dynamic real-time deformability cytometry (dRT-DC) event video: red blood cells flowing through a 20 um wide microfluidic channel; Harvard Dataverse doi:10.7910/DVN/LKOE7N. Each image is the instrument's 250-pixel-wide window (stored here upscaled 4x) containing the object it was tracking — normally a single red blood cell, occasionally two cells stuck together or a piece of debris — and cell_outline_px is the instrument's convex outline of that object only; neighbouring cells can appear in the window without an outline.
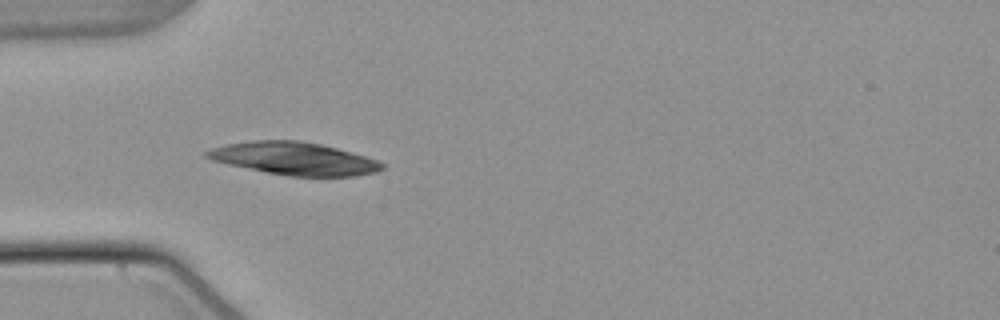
{"species": "common noctule bat (a hibernating species)", "species_latin": "Nyctalus noctula", "temperature_condition": "warm", "stored_images_in_passage": 10, "camera_frame_rate_fps": 3000, "um_per_image_px": 0.085, "animal": {"sex": "male", "body_mass_g": 21.5, "forearm_length_mm": 52.0}, "frame": {"image": 1, "passage_image": 4, "time_ms": 1.0, "image_size_px": [1000, 320], "cell_outline_px": [[384, 168], [376, 172], [356, 176], [288, 176], [228, 164], [212, 160], [204, 156], [204, 152], [212, 148], [224, 144], [252, 140], [300, 140], [320, 144], [336, 148], [364, 156], [376, 160], [384, 164]], "centroid_in_image_um": [24.98, 13.47], "position_along_channel_um": 60.0, "area_um2": 33.18}}
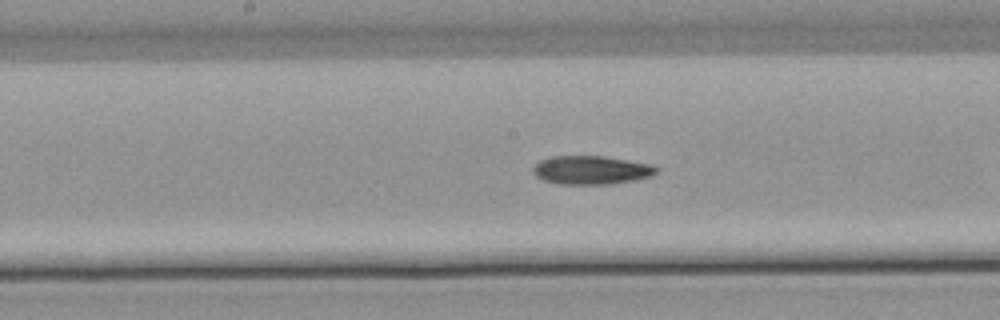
{"frame": {"image": 2, "passage_image": 9, "time_ms": 2.667, "image_size_px": [1000, 320], "cell_outline_px": [[660, 168], [652, 176], [612, 184], [560, 184], [544, 180], [536, 176], [532, 172], [532, 168], [540, 160], [548, 156], [604, 156], [652, 164]], "centroid_in_image_um": [50.25, 14.45], "position_along_channel_um": 197.9, "area_um2": 20.63}}